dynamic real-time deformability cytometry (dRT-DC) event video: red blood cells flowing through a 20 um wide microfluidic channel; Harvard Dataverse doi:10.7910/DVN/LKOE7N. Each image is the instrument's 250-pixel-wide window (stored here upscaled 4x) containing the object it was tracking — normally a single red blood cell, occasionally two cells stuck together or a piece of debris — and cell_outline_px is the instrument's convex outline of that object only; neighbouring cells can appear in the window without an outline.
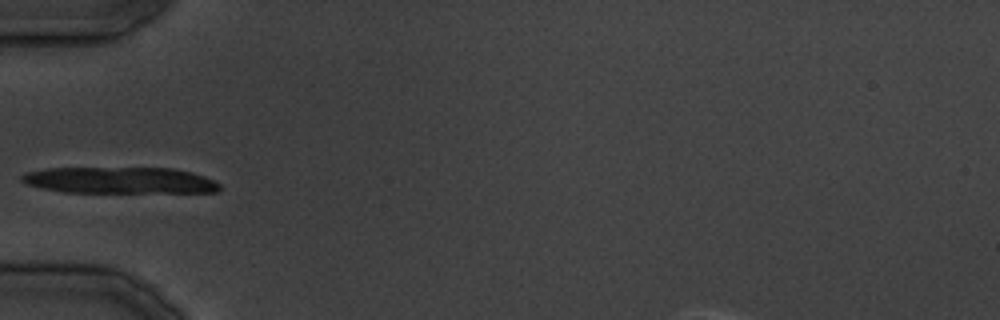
{"species": "common noctule bat (a hibernating species)", "species_latin": "Nyctalus noctula", "temperature_condition": "cold", "stored_images_in_passage": 26, "camera_frame_rate_fps": 3000, "um_per_image_px": 0.085, "animal": {"sex": "male", "body_mass_g": 19.5, "forearm_length_mm": 54.6}, "frame": {"image": 1, "passage_image": 1, "time_ms": 0.0, "image_size_px": [1000, 320], "cell_outline_px": [[220, 188], [216, 192], [60, 192], [28, 184], [20, 180], [20, 176], [28, 172], [48, 168], [172, 168], [192, 172], [204, 176], [220, 184]], "centroid_in_image_um": [10.18, 15.32], "position_along_channel_um": 74.8, "area_um2": 30.29}}